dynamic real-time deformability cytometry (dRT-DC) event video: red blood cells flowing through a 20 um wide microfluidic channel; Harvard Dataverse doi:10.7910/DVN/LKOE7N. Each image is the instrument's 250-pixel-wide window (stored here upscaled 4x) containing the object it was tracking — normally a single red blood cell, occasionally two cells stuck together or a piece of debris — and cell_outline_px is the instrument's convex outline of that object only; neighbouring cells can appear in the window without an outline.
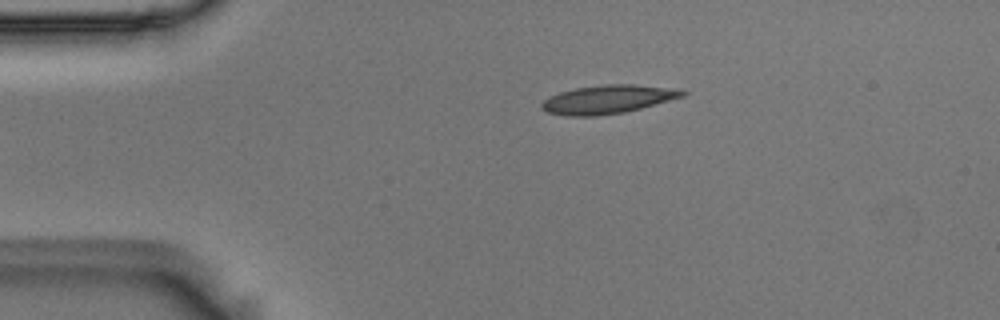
{"species": "Egyptian fruit bat (a non-hibernating species)", "species_latin": "Rousettus aegyptiacus", "temperature_condition": "room temperature", "stored_images_in_passage": 45, "camera_frame_rate_fps": 3000, "um_per_image_px": 0.085, "animal": {"sex": "male"}, "frame": {"image": 1, "passage_image": 2, "time_ms": 0.333, "image_size_px": [1000, 320], "cell_outline_px": [[688, 92], [684, 96], [640, 108], [624, 112], [596, 116], [568, 116], [548, 112], [540, 108], [540, 104], [544, 100], [560, 92], [576, 88], [604, 84], [636, 84], [680, 88]], "centroid_in_image_um": [51.71, 8.43], "position_along_channel_um": 33.3, "area_um2": 23.41}}
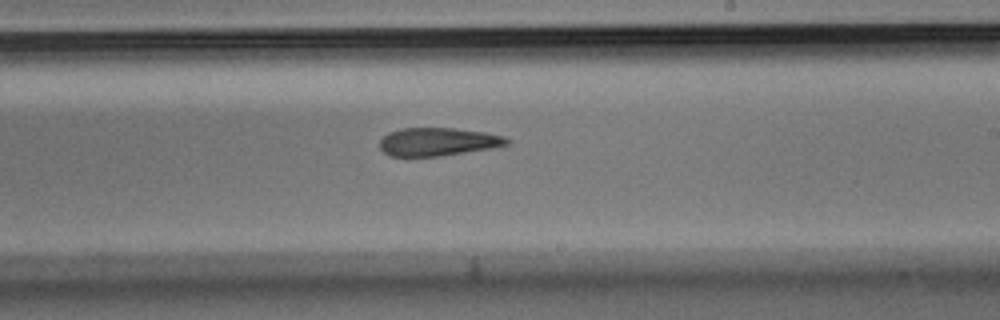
{"frame": {"image": 2, "passage_image": 23, "time_ms": 7.333, "image_size_px": [1000, 320], "cell_outline_px": [[512, 140], [508, 144], [492, 148], [440, 156], [392, 156], [384, 152], [380, 148], [380, 140], [388, 132], [400, 128], [452, 128], [484, 132], [504, 136]], "centroid_in_image_um": [37.23, 12.04], "position_along_channel_um": 251.8, "area_um2": 20.81}}
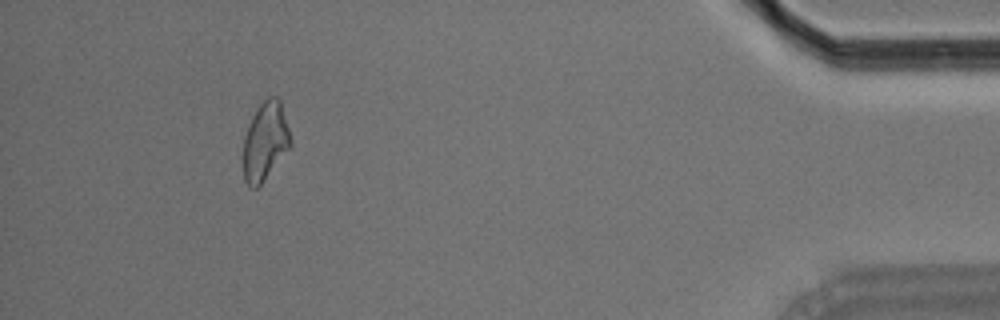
{"frame": {"image": 3, "passage_image": 41, "time_ms": 13.333, "image_size_px": [1000, 320], "cell_outline_px": [[292, 148], [264, 180], [256, 188], [252, 188], [244, 180], [244, 136], [248, 124], [256, 108], [268, 96], [276, 96], [280, 100], [288, 128], [292, 144]], "centroid_in_image_um": [22.56, 12.01], "position_along_channel_um": 412.6, "area_um2": 21.68}, "authors_computed_cell_mechanics": {"area_um2": 22.1952, "velocity_mm_per_s": 3.7036, "shape_relaxation_time_tau1_ms": null, "shape_relaxation_time_tau2_ms": 5.8426, "deformation_change_tau1": null, "deformation_change_tau2": 0.1673}}